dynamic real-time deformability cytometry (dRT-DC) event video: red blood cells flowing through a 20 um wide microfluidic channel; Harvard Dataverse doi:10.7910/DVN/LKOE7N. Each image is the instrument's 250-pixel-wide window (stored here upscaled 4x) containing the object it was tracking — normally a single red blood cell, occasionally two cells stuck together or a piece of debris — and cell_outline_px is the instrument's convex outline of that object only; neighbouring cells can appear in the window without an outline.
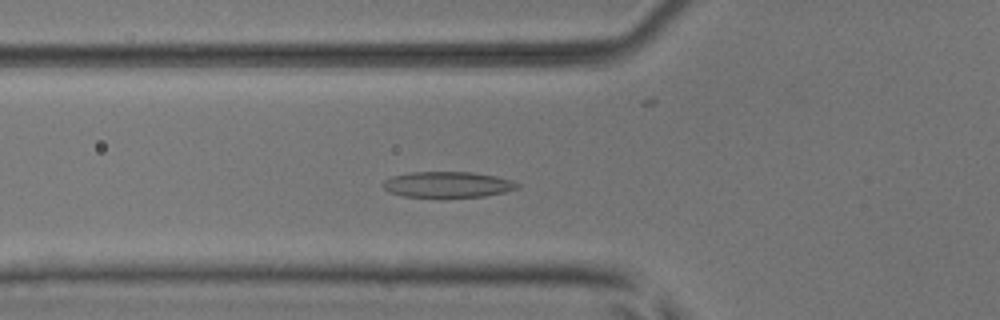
{"species": "common noctule bat (a hibernating species)", "species_latin": "Nyctalus noctula", "temperature_condition": "room temperature", "stored_images_in_passage": 49, "camera_frame_rate_fps": 3000, "um_per_image_px": 0.085, "animal": {"sex": "male", "body_mass_g": 17.9, "forearm_length_mm": 54.2}, "frame": {"image": 1, "passage_image": 16, "time_ms": 5.0, "image_size_px": [1000, 320], "cell_outline_px": [[520, 188], [504, 192], [484, 196], [400, 196], [388, 192], [380, 184], [384, 180], [392, 176], [408, 172], [472, 172], [496, 176], [520, 184]], "centroid_in_image_um": [38.0, 15.67], "position_along_channel_um": 87.8, "area_um2": 20.06}}
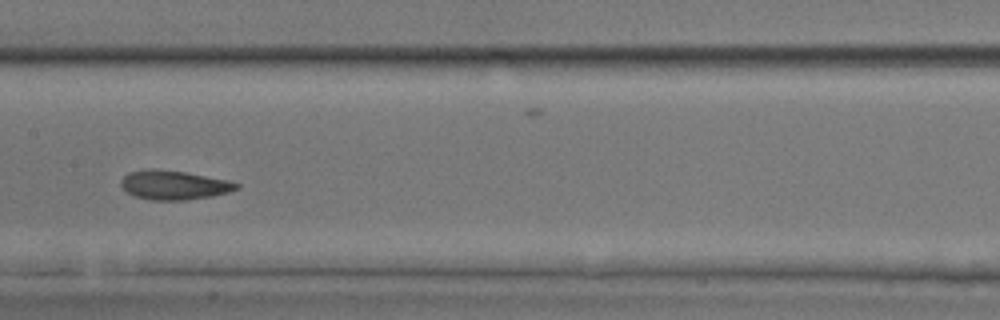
{"frame": {"image": 2, "passage_image": 24, "time_ms": 7.667, "image_size_px": [1000, 320], "cell_outline_px": [[240, 188], [228, 192], [212, 196], [184, 200], [152, 200], [136, 196], [128, 192], [120, 184], [120, 180], [128, 172], [156, 168], [184, 172], [228, 180], [240, 184]], "centroid_in_image_um": [14.8, 15.72], "position_along_channel_um": 192.6, "area_um2": 19.48}}
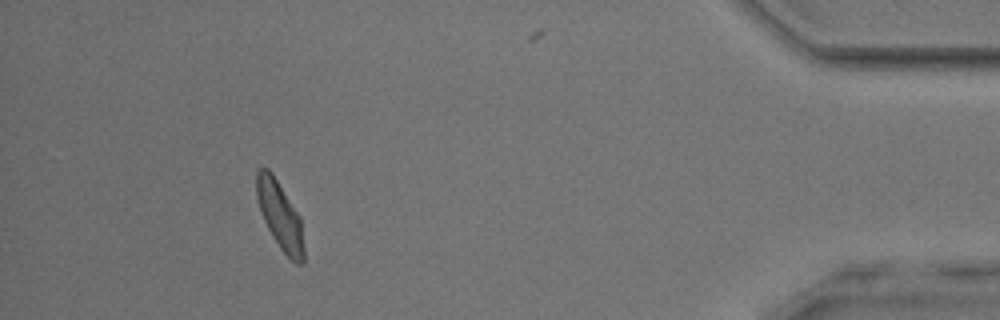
{"frame": {"image": 3, "passage_image": 45, "time_ms": 14.667, "image_size_px": [1000, 320], "cell_outline_px": [[304, 264], [296, 264], [280, 248], [272, 236], [264, 220], [256, 196], [256, 172], [260, 168], [268, 168], [272, 172], [300, 216], [304, 248]], "centroid_in_image_um": [23.8, 18.32], "position_along_channel_um": 411.4, "area_um2": 18.55}, "authors_computed_cell_mechanics": {"area_um2": 19.363, "velocity_mm_per_s": 3.9283, "shape_relaxation_time_tau1_ms": 5.7989, "shape_relaxation_time_tau2_ms": 2.5455, "deformation_change_tau1": 0.1703, "deformation_change_tau2": 0.0918}}